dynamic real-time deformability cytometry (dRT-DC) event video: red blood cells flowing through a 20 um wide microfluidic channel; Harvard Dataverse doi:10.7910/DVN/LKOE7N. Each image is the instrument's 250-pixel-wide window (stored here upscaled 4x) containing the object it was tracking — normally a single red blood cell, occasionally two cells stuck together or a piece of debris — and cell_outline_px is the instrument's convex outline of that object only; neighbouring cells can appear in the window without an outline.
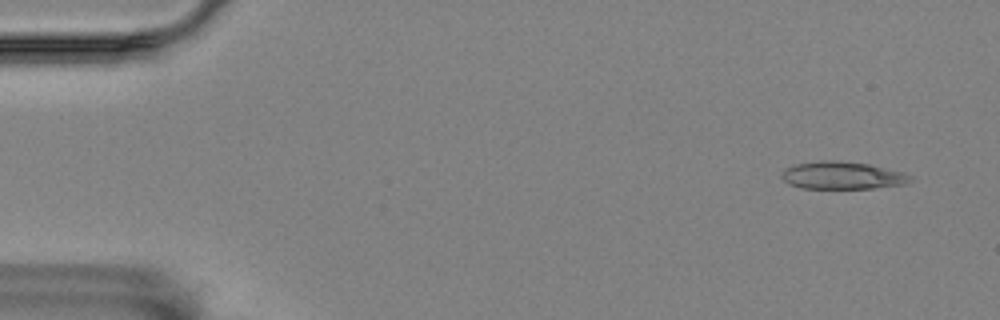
{"species": "Egyptian fruit bat (a non-hibernating species)", "species_latin": "Rousettus aegyptiacus", "temperature_condition": "room temperature", "stored_images_in_passage": 4, "camera_frame_rate_fps": 3000, "um_per_image_px": 0.085, "animal": {"sex": "female"}, "frame": {"image": 1, "passage_image": 1, "time_ms": 0.0, "image_size_px": [1000, 320], "cell_outline_px": [[912, 180], [904, 184], [872, 188], [800, 188], [788, 184], [780, 176], [784, 168], [796, 164], [820, 160], [836, 160], [868, 164], [904, 172], [912, 176]], "centroid_in_image_um": [71.57, 14.91], "position_along_channel_um": 13.4, "area_um2": 20.69}}
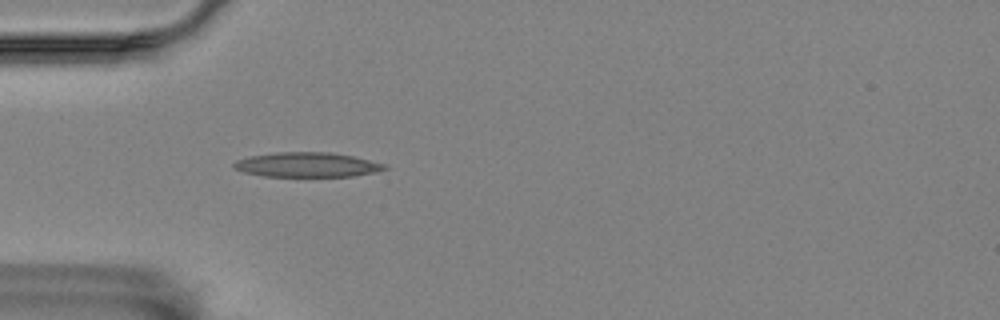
{"frame": {"image": 2, "passage_image": 4, "time_ms": 1.0, "image_size_px": [1000, 320], "cell_outline_px": [[388, 168], [376, 172], [352, 176], [264, 176], [244, 172], [232, 168], [232, 164], [236, 160], [252, 156], [276, 152], [328, 152], [352, 156], [388, 164]], "centroid_in_image_um": [26.11, 14.0], "position_along_channel_um": 58.9, "area_um2": 21.62}}